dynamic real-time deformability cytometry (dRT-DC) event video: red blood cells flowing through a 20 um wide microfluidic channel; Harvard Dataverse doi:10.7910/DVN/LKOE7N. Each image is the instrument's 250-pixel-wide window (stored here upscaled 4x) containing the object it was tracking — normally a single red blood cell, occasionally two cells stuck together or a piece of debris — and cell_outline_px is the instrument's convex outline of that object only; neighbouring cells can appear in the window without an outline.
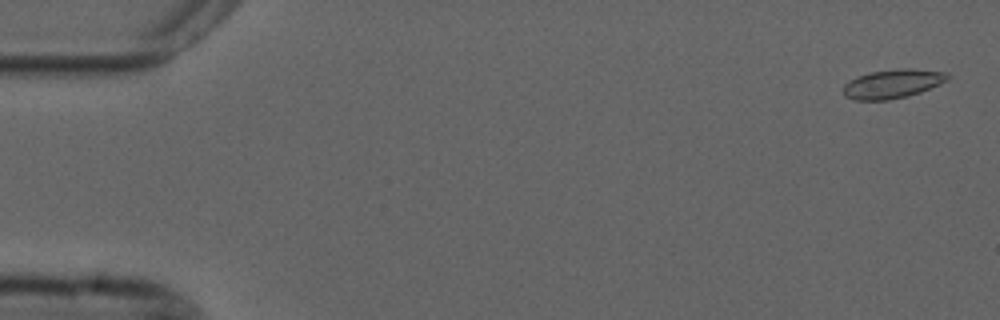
{"species": "common noctule bat (a hibernating species)", "species_latin": "Nyctalus noctula", "temperature_condition": "cold", "stored_images_in_passage": 11, "camera_frame_rate_fps": 3000, "um_per_image_px": 0.085, "animal": {"sex": "male", "forearm_length_mm": 52.5}, "frame": {"image": 1, "passage_image": 2, "time_ms": 0.333, "image_size_px": [1000, 320], "cell_outline_px": [[948, 80], [940, 84], [920, 92], [908, 96], [888, 100], [852, 100], [844, 96], [844, 84], [860, 76], [872, 72], [904, 68], [908, 68], [948, 72]], "centroid_in_image_um": [75.89, 7.13], "position_along_channel_um": 9.1, "area_um2": 17.4}}